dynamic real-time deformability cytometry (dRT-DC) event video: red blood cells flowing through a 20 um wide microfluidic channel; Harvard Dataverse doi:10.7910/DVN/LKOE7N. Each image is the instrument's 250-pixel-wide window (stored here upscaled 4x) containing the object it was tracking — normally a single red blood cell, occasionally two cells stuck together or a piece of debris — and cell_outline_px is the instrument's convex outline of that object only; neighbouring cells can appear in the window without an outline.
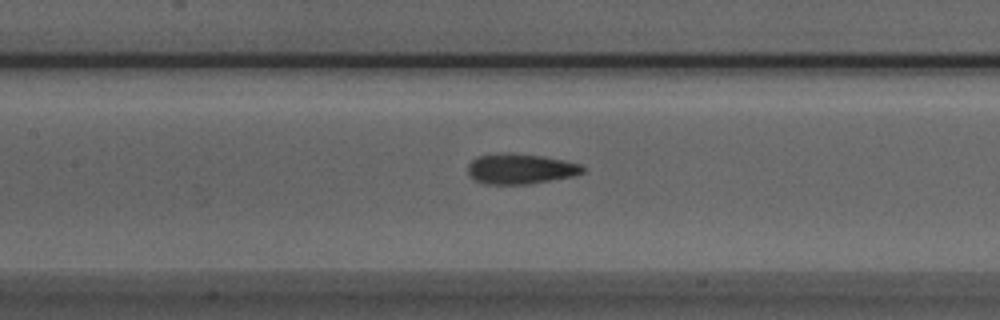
{"species": "Egyptian fruit bat (a non-hibernating species)", "species_latin": "Rousettus aegyptiacus", "temperature_condition": "room temperature", "stored_images_in_passage": 30, "camera_frame_rate_fps": 3000, "um_per_image_px": 0.085, "animal": {"sex": "male"}, "frame": {"image": 1, "passage_image": 12, "time_ms": 3.667, "image_size_px": [1000, 320], "cell_outline_px": [[588, 168], [584, 172], [572, 176], [552, 180], [528, 184], [484, 184], [468, 176], [468, 164], [476, 156], [508, 152], [512, 152], [544, 156], [564, 160], [580, 164]], "centroid_in_image_um": [44.24, 14.34], "position_along_channel_um": 163.2, "area_um2": 20.58}}
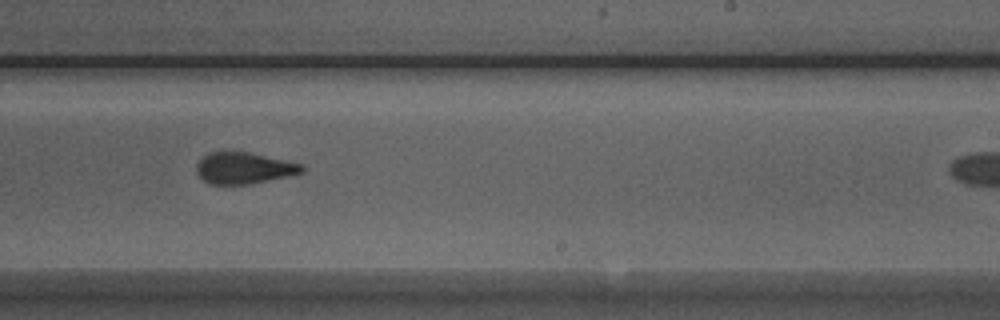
{"frame": {"image": 2, "passage_image": 20, "time_ms": 6.333, "image_size_px": [1000, 320], "cell_outline_px": [[304, 172], [292, 176], [252, 184], [208, 184], [196, 172], [196, 164], [208, 152], [248, 152], [304, 164]], "centroid_in_image_um": [20.77, 14.3], "position_along_channel_um": 268.2, "area_um2": 19.48}}
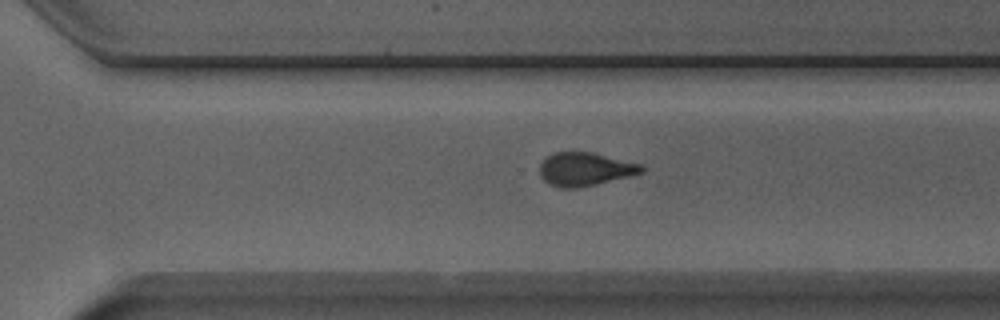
{"frame": {"image": 3, "passage_image": 24, "time_ms": 7.667, "image_size_px": [1000, 320], "cell_outline_px": [[644, 172], [596, 184], [572, 188], [560, 188], [548, 184], [540, 176], [540, 164], [548, 156], [556, 152], [592, 152], [640, 164], [644, 168]], "centroid_in_image_um": [49.7, 14.38], "position_along_channel_um": 320.9, "area_um2": 19.54}}